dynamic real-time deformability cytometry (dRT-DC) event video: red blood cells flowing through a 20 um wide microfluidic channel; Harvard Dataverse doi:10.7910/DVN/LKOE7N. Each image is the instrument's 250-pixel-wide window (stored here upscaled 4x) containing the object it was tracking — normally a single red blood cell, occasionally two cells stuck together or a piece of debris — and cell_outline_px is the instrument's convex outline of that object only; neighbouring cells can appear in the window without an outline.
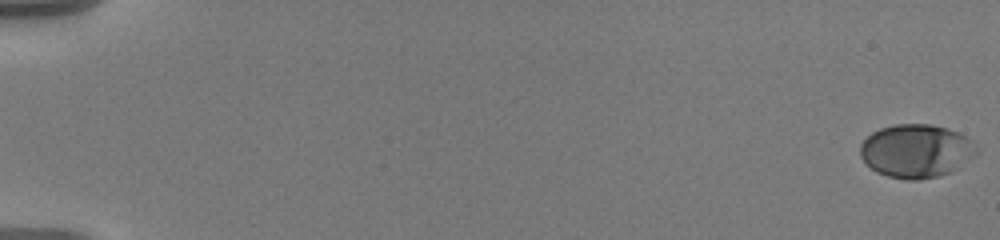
{"species": "human", "species_latin": "Homo sapiens", "temperature_condition": "warm", "stored_images_in_passage": 59, "camera_frame_rate_fps": 3000, "um_per_image_px": 0.085, "donor": {"sex": "male"}, "frame": {"image": 1, "passage_image": 1, "time_ms": 0.0, "image_size_px": [1000, 240], "cell_outline_px": [[976, 152], [972, 156], [952, 172], [940, 176], [916, 180], [908, 180], [888, 176], [876, 172], [860, 156], [860, 144], [872, 132], [880, 128], [892, 124], [932, 124], [956, 132], [972, 140]], "centroid_in_image_um": [77.83, 12.83], "position_along_channel_um": 7.2, "area_um2": 35.89}}
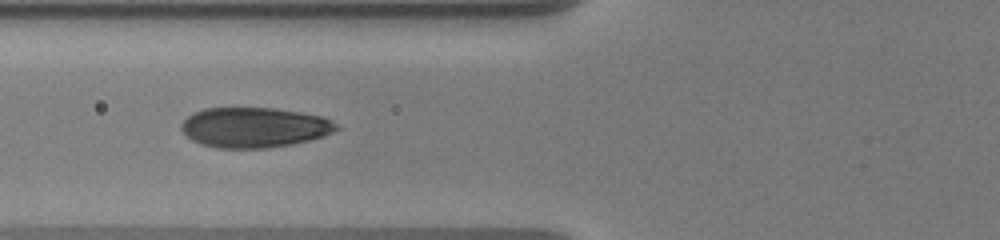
{"frame": {"image": 2, "passage_image": 25, "time_ms": 8.0, "image_size_px": [1000, 240], "cell_outline_px": [[340, 128], [332, 132], [308, 140], [292, 144], [268, 148], [216, 148], [200, 144], [192, 140], [180, 128], [180, 124], [192, 112], [204, 108], [272, 108], [300, 112], [324, 116], [332, 120]], "centroid_in_image_um": [21.59, 10.83], "position_along_channel_um": 104.2, "area_um2": 36.3}}
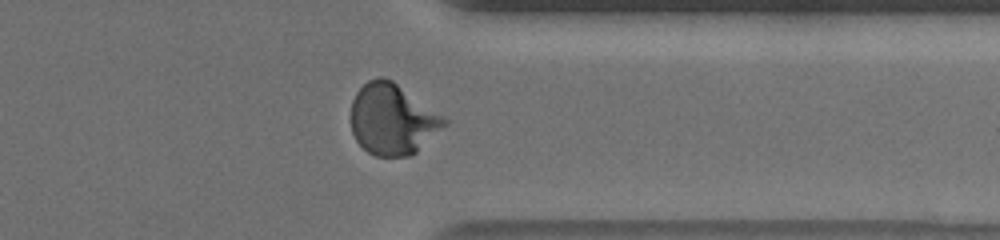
{"frame": {"image": 3, "passage_image": 48, "time_ms": 15.667, "image_size_px": [1000, 240], "cell_outline_px": [[452, 120], [448, 124], [412, 156], [376, 156], [368, 152], [356, 140], [352, 132], [352, 100], [356, 92], [368, 80], [380, 76], [384, 76], [392, 80]], "centroid_in_image_um": [33.41, 10.13], "position_along_channel_um": 378.0, "area_um2": 38.96}, "authors_computed_cell_mechanics": {"area_um2": 36.5874, "velocity_mm_per_s": 3.5842, "shape_relaxation_time_tau1_ms": 4.3681, "shape_relaxation_time_tau2_ms": null, "deformation_change_tau1": 0.1946, "deformation_change_tau2": null}}